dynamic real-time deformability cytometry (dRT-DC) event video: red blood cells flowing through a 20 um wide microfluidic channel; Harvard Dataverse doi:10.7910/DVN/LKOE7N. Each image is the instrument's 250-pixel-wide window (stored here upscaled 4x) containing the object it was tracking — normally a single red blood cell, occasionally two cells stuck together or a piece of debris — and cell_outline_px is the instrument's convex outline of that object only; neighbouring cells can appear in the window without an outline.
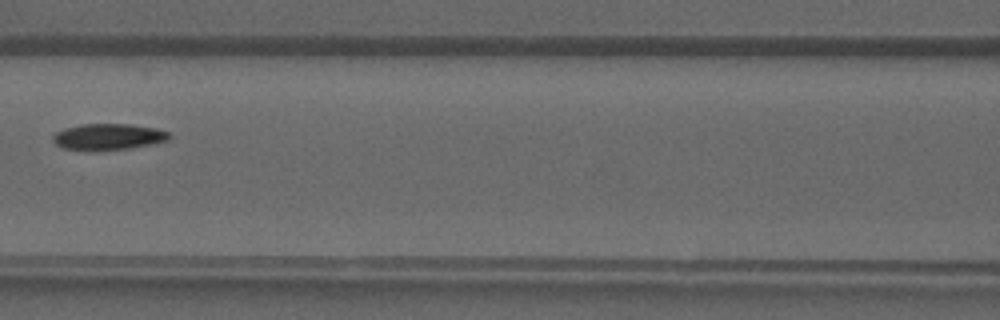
{"species": "common noctule bat (a hibernating species)", "species_latin": "Nyctalus noctula", "temperature_condition": "warm", "stored_images_in_passage": 37, "camera_frame_rate_fps": 3000, "um_per_image_px": 0.085, "animal": {"sex": "male", "forearm_length_mm": 52.5}, "frame": {"image": 1, "passage_image": 18, "time_ms": 5.667, "image_size_px": [1000, 320], "cell_outline_px": [[172, 136], [168, 140], [152, 144], [128, 148], [64, 148], [56, 144], [52, 140], [52, 136], [56, 132], [64, 128], [80, 124], [132, 124], [156, 128], [168, 132]], "centroid_in_image_um": [9.24, 11.58], "position_along_channel_um": 157.4, "area_um2": 17.17}}
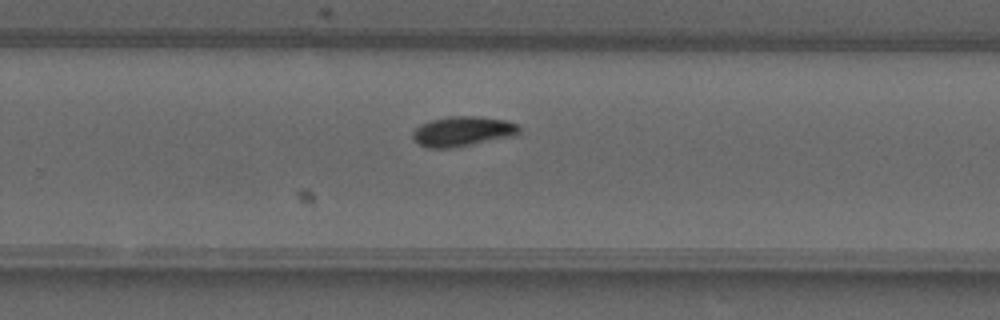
{"frame": {"image": 2, "passage_image": 26, "time_ms": 8.333, "image_size_px": [1000, 320], "cell_outline_px": [[520, 132], [512, 136], [452, 148], [428, 148], [420, 144], [412, 136], [412, 132], [420, 124], [432, 120], [448, 116], [480, 116], [508, 120], [516, 124], [520, 128]], "centroid_in_image_um": [39.33, 11.15], "position_along_channel_um": 290.5, "area_um2": 18.5}}
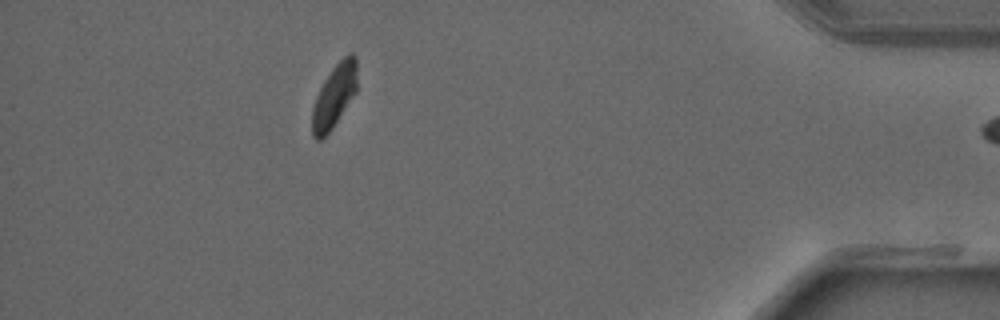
{"frame": {"image": 3, "passage_image": 36, "time_ms": 11.667, "image_size_px": [1000, 320], "cell_outline_px": [[356, 92], [332, 128], [320, 140], [316, 140], [312, 136], [312, 108], [316, 96], [324, 80], [332, 68], [344, 56], [352, 52], [356, 56]], "centroid_in_image_um": [28.4, 8.15], "position_along_channel_um": 406.8, "area_um2": 16.36}}